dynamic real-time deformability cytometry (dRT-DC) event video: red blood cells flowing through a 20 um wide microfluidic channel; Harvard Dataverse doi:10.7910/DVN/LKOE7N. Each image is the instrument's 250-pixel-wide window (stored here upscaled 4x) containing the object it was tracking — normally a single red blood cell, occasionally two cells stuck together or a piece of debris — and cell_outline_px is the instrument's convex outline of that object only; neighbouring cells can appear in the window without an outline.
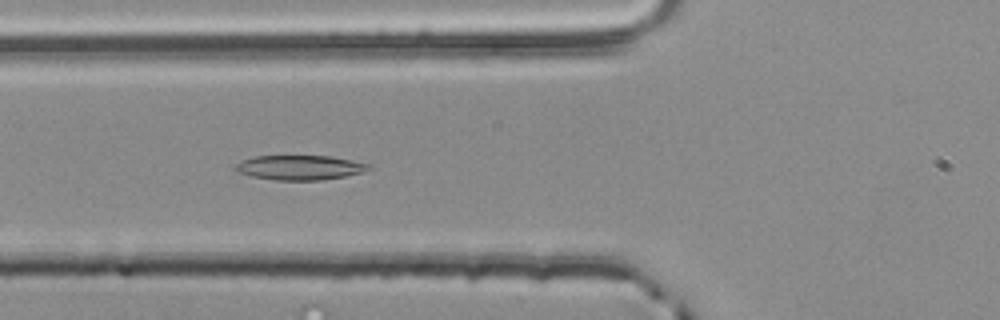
{"species": "common noctule bat (a hibernating species)", "species_latin": "Nyctalus noctula", "temperature_condition": "room temperature", "stored_images_in_passage": 44, "camera_frame_rate_fps": 3000, "um_per_image_px": 0.085, "animal": {"sex": "male", "body_mass_g": 20.4}, "frame": {"image": 1, "passage_image": 10, "time_ms": 3.0, "image_size_px": [1000, 320], "cell_outline_px": [[372, 168], [360, 172], [344, 176], [320, 180], [276, 180], [252, 176], [240, 172], [236, 168], [236, 164], [240, 160], [252, 156], [328, 156], [352, 160], [372, 164]], "centroid_in_image_um": [25.49, 14.23], "position_along_channel_um": 100.3, "area_um2": 18.96}}
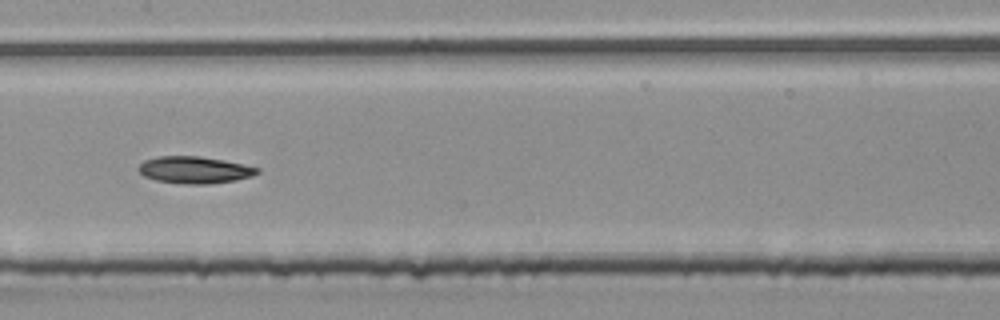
{"frame": {"image": 2, "passage_image": 17, "time_ms": 5.333, "image_size_px": [1000, 320], "cell_outline_px": [[260, 172], [252, 176], [236, 180], [208, 184], [188, 184], [156, 180], [144, 176], [140, 172], [140, 164], [144, 160], [160, 156], [200, 156], [224, 160], [244, 164], [260, 168]], "centroid_in_image_um": [16.58, 14.44], "position_along_channel_um": 190.8, "area_um2": 18.55}}
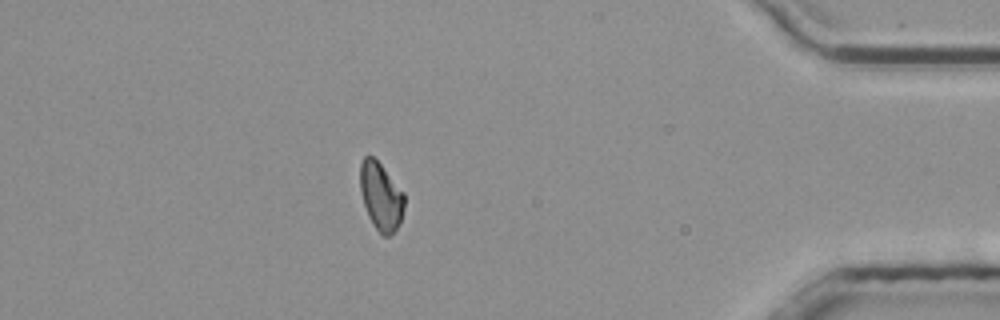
{"frame": {"image": 3, "passage_image": 37, "time_ms": 12.0, "image_size_px": [1000, 320], "cell_outline_px": [[404, 208], [400, 224], [388, 236], [384, 236], [376, 228], [368, 216], [360, 192], [360, 164], [364, 156], [372, 156], [380, 164], [404, 192]], "centroid_in_image_um": [32.37, 16.68], "position_along_channel_um": 402.8, "area_um2": 17.28}}